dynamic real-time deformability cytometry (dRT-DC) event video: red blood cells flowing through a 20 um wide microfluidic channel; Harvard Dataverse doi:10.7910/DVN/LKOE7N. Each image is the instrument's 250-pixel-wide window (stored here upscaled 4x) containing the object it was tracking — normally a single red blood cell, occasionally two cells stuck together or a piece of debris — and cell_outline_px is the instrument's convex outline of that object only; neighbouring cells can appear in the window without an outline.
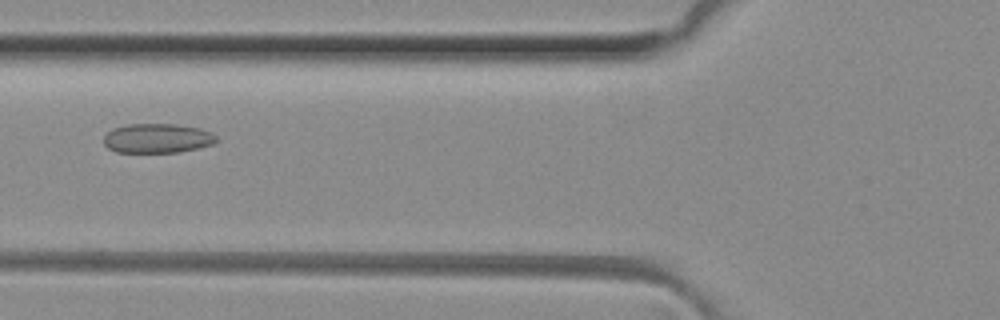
{"species": "common noctule bat (a hibernating species)", "species_latin": "Nyctalus noctula", "temperature_condition": "room temperature", "stored_images_in_passage": 50, "camera_frame_rate_fps": 3000, "um_per_image_px": 0.085, "animal": {"sex": "female", "body_mass_g": 29.2, "forearm_length_mm": 56.3}, "frame": {"image": 1, "passage_image": 19, "time_ms": 6.0, "image_size_px": [1000, 320], "cell_outline_px": [[216, 140], [212, 144], [180, 152], [116, 152], [108, 148], [104, 144], [104, 136], [112, 128], [128, 124], [176, 124], [200, 128], [212, 132], [216, 136]], "centroid_in_image_um": [13.36, 11.75], "position_along_channel_um": 112.4, "area_um2": 19.31}}
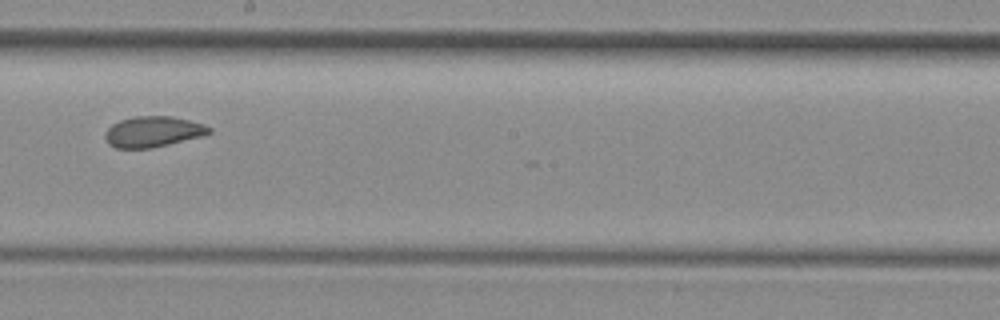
{"frame": {"image": 2, "passage_image": 28, "time_ms": 9.0, "image_size_px": [1000, 320], "cell_outline_px": [[212, 132], [200, 136], [152, 148], [116, 148], [108, 144], [104, 136], [108, 128], [112, 124], [120, 120], [132, 116], [172, 116], [204, 124], [212, 128]], "centroid_in_image_um": [12.98, 11.18], "position_along_channel_um": 235.2, "area_um2": 18.55}}
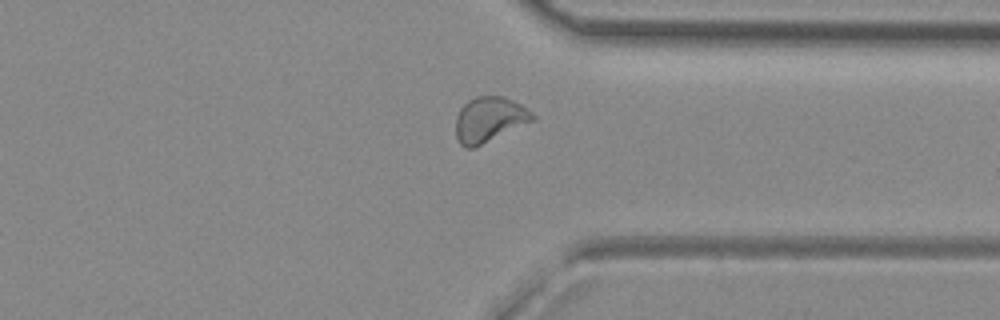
{"frame": {"image": 3, "passage_image": 38, "time_ms": 12.333, "image_size_px": [1000, 320], "cell_outline_px": [[536, 120], [472, 148], [464, 148], [460, 144], [456, 136], [456, 116], [460, 108], [468, 100], [476, 96], [504, 96], [520, 104], [532, 112], [536, 116]], "centroid_in_image_um": [41.59, 10.15], "position_along_channel_um": 369.8, "area_um2": 20.23}, "authors_computed_cell_mechanics": {"area_um2": 20.2011, "velocity_mm_per_s": 4.0881, "shape_relaxation_time_tau1_ms": null, "shape_relaxation_time_tau2_ms": 1.5466, "deformation_change_tau1": null, "deformation_change_tau2": 0.0773}}